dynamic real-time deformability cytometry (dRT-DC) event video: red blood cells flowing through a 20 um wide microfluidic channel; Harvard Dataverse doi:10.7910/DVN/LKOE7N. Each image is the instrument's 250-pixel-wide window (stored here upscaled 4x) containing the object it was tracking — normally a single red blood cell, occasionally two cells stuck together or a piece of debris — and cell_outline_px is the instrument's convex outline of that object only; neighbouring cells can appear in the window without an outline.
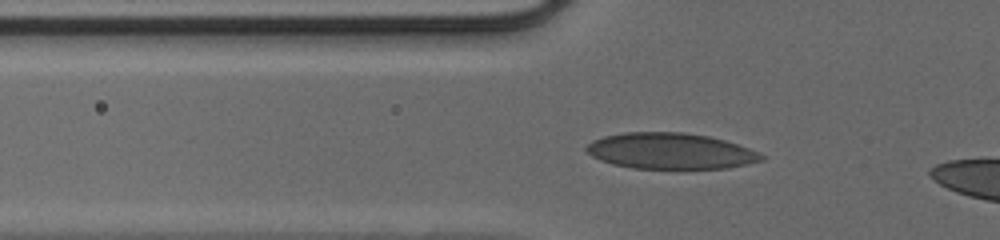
{"species": "human", "species_latin": "Homo sapiens", "temperature_condition": "cold", "stored_images_in_passage": 30, "camera_frame_rate_fps": 3000, "um_per_image_px": 0.085, "donor": {"sex": "male"}, "frame": {"image": 1, "passage_image": 3, "time_ms": 0.667, "image_size_px": [1000, 240], "cell_outline_px": [[764, 160], [748, 164], [728, 168], [632, 168], [612, 164], [600, 160], [584, 152], [584, 148], [592, 140], [604, 136], [624, 132], [684, 132], [708, 136], [724, 140], [748, 148], [764, 156]], "centroid_in_image_um": [56.93, 12.83], "position_along_channel_um": 68.9, "area_um2": 36.7}}
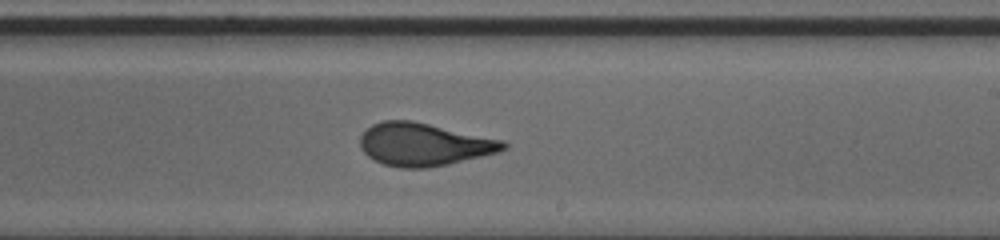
{"frame": {"image": 2, "passage_image": 16, "time_ms": 5.0, "image_size_px": [1000, 240], "cell_outline_px": [[508, 148], [496, 152], [448, 164], [428, 168], [400, 168], [384, 164], [372, 160], [360, 148], [360, 136], [372, 124], [384, 120], [412, 120], [504, 140], [508, 144]], "centroid_in_image_um": [36.01, 12.27], "position_along_channel_um": 253.0, "area_um2": 35.72}}
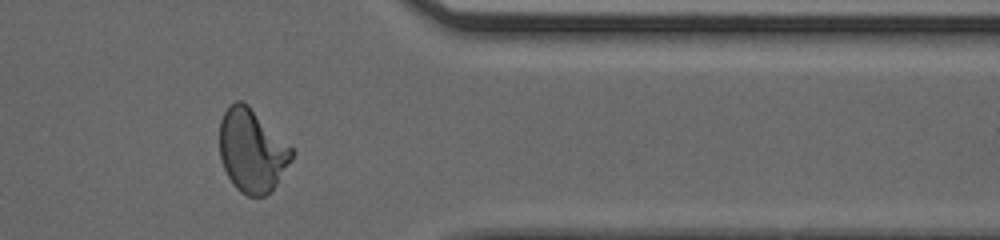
{"frame": {"image": 3, "passage_image": 26, "time_ms": 8.333, "image_size_px": [1000, 240], "cell_outline_px": [[292, 160], [272, 192], [264, 196], [248, 196], [240, 192], [232, 184], [220, 160], [220, 120], [224, 112], [236, 100], [240, 100], [248, 104], [292, 148]], "centroid_in_image_um": [21.41, 12.83], "position_along_channel_um": 390.0, "area_um2": 34.91}}